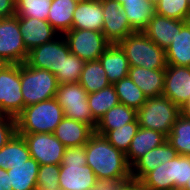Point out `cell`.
<instances>
[{"label":"cell","instance_id":"cell-1","mask_svg":"<svg viewBox=\"0 0 190 190\" xmlns=\"http://www.w3.org/2000/svg\"><path fill=\"white\" fill-rule=\"evenodd\" d=\"M87 165L96 178L129 177L131 167L126 155L116 149L104 136L94 133L85 144Z\"/></svg>","mask_w":190,"mask_h":190},{"label":"cell","instance_id":"cell-2","mask_svg":"<svg viewBox=\"0 0 190 190\" xmlns=\"http://www.w3.org/2000/svg\"><path fill=\"white\" fill-rule=\"evenodd\" d=\"M96 176L87 165L85 145L66 147L60 164V190H91Z\"/></svg>","mask_w":190,"mask_h":190},{"label":"cell","instance_id":"cell-3","mask_svg":"<svg viewBox=\"0 0 190 190\" xmlns=\"http://www.w3.org/2000/svg\"><path fill=\"white\" fill-rule=\"evenodd\" d=\"M64 117L55 98L26 106L16 117L17 133H54Z\"/></svg>","mask_w":190,"mask_h":190},{"label":"cell","instance_id":"cell-4","mask_svg":"<svg viewBox=\"0 0 190 190\" xmlns=\"http://www.w3.org/2000/svg\"><path fill=\"white\" fill-rule=\"evenodd\" d=\"M190 175V156L178 155L148 172L138 184L147 190H183Z\"/></svg>","mask_w":190,"mask_h":190},{"label":"cell","instance_id":"cell-5","mask_svg":"<svg viewBox=\"0 0 190 190\" xmlns=\"http://www.w3.org/2000/svg\"><path fill=\"white\" fill-rule=\"evenodd\" d=\"M118 44L124 50L129 66L145 69L167 67L165 49L154 43L143 32H134Z\"/></svg>","mask_w":190,"mask_h":190},{"label":"cell","instance_id":"cell-6","mask_svg":"<svg viewBox=\"0 0 190 190\" xmlns=\"http://www.w3.org/2000/svg\"><path fill=\"white\" fill-rule=\"evenodd\" d=\"M180 115V108L166 96L147 98L137 110L140 127L153 129L168 136Z\"/></svg>","mask_w":190,"mask_h":190},{"label":"cell","instance_id":"cell-7","mask_svg":"<svg viewBox=\"0 0 190 190\" xmlns=\"http://www.w3.org/2000/svg\"><path fill=\"white\" fill-rule=\"evenodd\" d=\"M59 87L56 76L49 70L21 64V92L24 107L55 97Z\"/></svg>","mask_w":190,"mask_h":190},{"label":"cell","instance_id":"cell-8","mask_svg":"<svg viewBox=\"0 0 190 190\" xmlns=\"http://www.w3.org/2000/svg\"><path fill=\"white\" fill-rule=\"evenodd\" d=\"M54 98L62 107L65 117L89 125L95 131L97 121L88 105V93L78 82L59 85Z\"/></svg>","mask_w":190,"mask_h":190},{"label":"cell","instance_id":"cell-9","mask_svg":"<svg viewBox=\"0 0 190 190\" xmlns=\"http://www.w3.org/2000/svg\"><path fill=\"white\" fill-rule=\"evenodd\" d=\"M23 109L21 64H4L0 68V115L16 118Z\"/></svg>","mask_w":190,"mask_h":190},{"label":"cell","instance_id":"cell-10","mask_svg":"<svg viewBox=\"0 0 190 190\" xmlns=\"http://www.w3.org/2000/svg\"><path fill=\"white\" fill-rule=\"evenodd\" d=\"M28 50L23 42L17 15L0 19V59L6 64L26 62Z\"/></svg>","mask_w":190,"mask_h":190},{"label":"cell","instance_id":"cell-11","mask_svg":"<svg viewBox=\"0 0 190 190\" xmlns=\"http://www.w3.org/2000/svg\"><path fill=\"white\" fill-rule=\"evenodd\" d=\"M63 36L68 43L70 52L85 62L98 60L111 44L103 32L98 31L71 29Z\"/></svg>","mask_w":190,"mask_h":190},{"label":"cell","instance_id":"cell-12","mask_svg":"<svg viewBox=\"0 0 190 190\" xmlns=\"http://www.w3.org/2000/svg\"><path fill=\"white\" fill-rule=\"evenodd\" d=\"M68 43L63 35L44 43L28 52L26 64L39 69L49 70L52 74L61 71L64 56L70 54Z\"/></svg>","mask_w":190,"mask_h":190},{"label":"cell","instance_id":"cell-13","mask_svg":"<svg viewBox=\"0 0 190 190\" xmlns=\"http://www.w3.org/2000/svg\"><path fill=\"white\" fill-rule=\"evenodd\" d=\"M23 136L28 146L31 158L39 165H60L65 152V146L54 133H18Z\"/></svg>","mask_w":190,"mask_h":190},{"label":"cell","instance_id":"cell-14","mask_svg":"<svg viewBox=\"0 0 190 190\" xmlns=\"http://www.w3.org/2000/svg\"><path fill=\"white\" fill-rule=\"evenodd\" d=\"M101 2L104 19L102 32L111 44L119 43L134 33L120 3L115 0Z\"/></svg>","mask_w":190,"mask_h":190},{"label":"cell","instance_id":"cell-15","mask_svg":"<svg viewBox=\"0 0 190 190\" xmlns=\"http://www.w3.org/2000/svg\"><path fill=\"white\" fill-rule=\"evenodd\" d=\"M163 95L179 108L190 98V67L167 65Z\"/></svg>","mask_w":190,"mask_h":190},{"label":"cell","instance_id":"cell-16","mask_svg":"<svg viewBox=\"0 0 190 190\" xmlns=\"http://www.w3.org/2000/svg\"><path fill=\"white\" fill-rule=\"evenodd\" d=\"M19 25L23 42L28 51L59 36V33L47 20L19 17Z\"/></svg>","mask_w":190,"mask_h":190},{"label":"cell","instance_id":"cell-17","mask_svg":"<svg viewBox=\"0 0 190 190\" xmlns=\"http://www.w3.org/2000/svg\"><path fill=\"white\" fill-rule=\"evenodd\" d=\"M176 156H178L177 151L168 141L161 146L153 148L131 167V176L134 179V183H138L148 172Z\"/></svg>","mask_w":190,"mask_h":190},{"label":"cell","instance_id":"cell-18","mask_svg":"<svg viewBox=\"0 0 190 190\" xmlns=\"http://www.w3.org/2000/svg\"><path fill=\"white\" fill-rule=\"evenodd\" d=\"M185 22V20H176L155 14L143 33L158 46L166 49L177 32L181 31Z\"/></svg>","mask_w":190,"mask_h":190},{"label":"cell","instance_id":"cell-19","mask_svg":"<svg viewBox=\"0 0 190 190\" xmlns=\"http://www.w3.org/2000/svg\"><path fill=\"white\" fill-rule=\"evenodd\" d=\"M128 77L147 98L163 95L165 69H145L144 67L130 66Z\"/></svg>","mask_w":190,"mask_h":190},{"label":"cell","instance_id":"cell-20","mask_svg":"<svg viewBox=\"0 0 190 190\" xmlns=\"http://www.w3.org/2000/svg\"><path fill=\"white\" fill-rule=\"evenodd\" d=\"M167 141V136L153 129L139 127L133 137L128 151L125 153L126 160L132 167L147 152L163 145Z\"/></svg>","mask_w":190,"mask_h":190},{"label":"cell","instance_id":"cell-21","mask_svg":"<svg viewBox=\"0 0 190 190\" xmlns=\"http://www.w3.org/2000/svg\"><path fill=\"white\" fill-rule=\"evenodd\" d=\"M104 25L101 0H88L77 3L73 13L72 29H85L102 32Z\"/></svg>","mask_w":190,"mask_h":190},{"label":"cell","instance_id":"cell-22","mask_svg":"<svg viewBox=\"0 0 190 190\" xmlns=\"http://www.w3.org/2000/svg\"><path fill=\"white\" fill-rule=\"evenodd\" d=\"M98 60L105 69L110 84L128 77L130 67L128 59L118 43L110 44Z\"/></svg>","mask_w":190,"mask_h":190},{"label":"cell","instance_id":"cell-23","mask_svg":"<svg viewBox=\"0 0 190 190\" xmlns=\"http://www.w3.org/2000/svg\"><path fill=\"white\" fill-rule=\"evenodd\" d=\"M95 131L77 120L64 117L54 131V135L65 147L85 145Z\"/></svg>","mask_w":190,"mask_h":190},{"label":"cell","instance_id":"cell-24","mask_svg":"<svg viewBox=\"0 0 190 190\" xmlns=\"http://www.w3.org/2000/svg\"><path fill=\"white\" fill-rule=\"evenodd\" d=\"M121 8L134 32H143L156 14L155 0H121Z\"/></svg>","mask_w":190,"mask_h":190},{"label":"cell","instance_id":"cell-25","mask_svg":"<svg viewBox=\"0 0 190 190\" xmlns=\"http://www.w3.org/2000/svg\"><path fill=\"white\" fill-rule=\"evenodd\" d=\"M39 163L34 158L19 164H10L7 169L13 190H37Z\"/></svg>","mask_w":190,"mask_h":190},{"label":"cell","instance_id":"cell-26","mask_svg":"<svg viewBox=\"0 0 190 190\" xmlns=\"http://www.w3.org/2000/svg\"><path fill=\"white\" fill-rule=\"evenodd\" d=\"M167 65L190 67V19L165 49Z\"/></svg>","mask_w":190,"mask_h":190},{"label":"cell","instance_id":"cell-27","mask_svg":"<svg viewBox=\"0 0 190 190\" xmlns=\"http://www.w3.org/2000/svg\"><path fill=\"white\" fill-rule=\"evenodd\" d=\"M137 111L122 103L107 111L98 121L95 133L103 136L109 130H115L137 119Z\"/></svg>","mask_w":190,"mask_h":190},{"label":"cell","instance_id":"cell-28","mask_svg":"<svg viewBox=\"0 0 190 190\" xmlns=\"http://www.w3.org/2000/svg\"><path fill=\"white\" fill-rule=\"evenodd\" d=\"M77 3L74 0H53L47 21L59 33L64 35L72 29L73 13Z\"/></svg>","mask_w":190,"mask_h":190},{"label":"cell","instance_id":"cell-29","mask_svg":"<svg viewBox=\"0 0 190 190\" xmlns=\"http://www.w3.org/2000/svg\"><path fill=\"white\" fill-rule=\"evenodd\" d=\"M30 152L23 136L16 133L11 140L0 149V168L9 169L10 164H19L30 158Z\"/></svg>","mask_w":190,"mask_h":190},{"label":"cell","instance_id":"cell-30","mask_svg":"<svg viewBox=\"0 0 190 190\" xmlns=\"http://www.w3.org/2000/svg\"><path fill=\"white\" fill-rule=\"evenodd\" d=\"M88 94L110 85L105 69L99 60L85 62L78 82Z\"/></svg>","mask_w":190,"mask_h":190},{"label":"cell","instance_id":"cell-31","mask_svg":"<svg viewBox=\"0 0 190 190\" xmlns=\"http://www.w3.org/2000/svg\"><path fill=\"white\" fill-rule=\"evenodd\" d=\"M88 105L93 118L98 121L107 111L119 104V98L113 84L88 94Z\"/></svg>","mask_w":190,"mask_h":190},{"label":"cell","instance_id":"cell-32","mask_svg":"<svg viewBox=\"0 0 190 190\" xmlns=\"http://www.w3.org/2000/svg\"><path fill=\"white\" fill-rule=\"evenodd\" d=\"M167 141L178 155L190 156V118L180 114L167 136Z\"/></svg>","mask_w":190,"mask_h":190},{"label":"cell","instance_id":"cell-33","mask_svg":"<svg viewBox=\"0 0 190 190\" xmlns=\"http://www.w3.org/2000/svg\"><path fill=\"white\" fill-rule=\"evenodd\" d=\"M120 103L136 111L146 102L147 97L142 90L129 78H123L113 84Z\"/></svg>","mask_w":190,"mask_h":190},{"label":"cell","instance_id":"cell-34","mask_svg":"<svg viewBox=\"0 0 190 190\" xmlns=\"http://www.w3.org/2000/svg\"><path fill=\"white\" fill-rule=\"evenodd\" d=\"M156 14L176 20L190 19L189 0H155Z\"/></svg>","mask_w":190,"mask_h":190},{"label":"cell","instance_id":"cell-35","mask_svg":"<svg viewBox=\"0 0 190 190\" xmlns=\"http://www.w3.org/2000/svg\"><path fill=\"white\" fill-rule=\"evenodd\" d=\"M84 65L85 61L72 53L68 56H64L61 63V71L55 74L59 85L79 82Z\"/></svg>","mask_w":190,"mask_h":190},{"label":"cell","instance_id":"cell-36","mask_svg":"<svg viewBox=\"0 0 190 190\" xmlns=\"http://www.w3.org/2000/svg\"><path fill=\"white\" fill-rule=\"evenodd\" d=\"M137 119L115 130L107 131L103 136L116 148L126 153L131 141L139 129Z\"/></svg>","mask_w":190,"mask_h":190},{"label":"cell","instance_id":"cell-37","mask_svg":"<svg viewBox=\"0 0 190 190\" xmlns=\"http://www.w3.org/2000/svg\"><path fill=\"white\" fill-rule=\"evenodd\" d=\"M53 0H15L16 15L47 20Z\"/></svg>","mask_w":190,"mask_h":190},{"label":"cell","instance_id":"cell-38","mask_svg":"<svg viewBox=\"0 0 190 190\" xmlns=\"http://www.w3.org/2000/svg\"><path fill=\"white\" fill-rule=\"evenodd\" d=\"M60 165H40L37 176V190H60Z\"/></svg>","mask_w":190,"mask_h":190},{"label":"cell","instance_id":"cell-39","mask_svg":"<svg viewBox=\"0 0 190 190\" xmlns=\"http://www.w3.org/2000/svg\"><path fill=\"white\" fill-rule=\"evenodd\" d=\"M134 183L133 177L96 178L91 190H127Z\"/></svg>","mask_w":190,"mask_h":190},{"label":"cell","instance_id":"cell-40","mask_svg":"<svg viewBox=\"0 0 190 190\" xmlns=\"http://www.w3.org/2000/svg\"><path fill=\"white\" fill-rule=\"evenodd\" d=\"M17 133L16 118L0 115V149Z\"/></svg>","mask_w":190,"mask_h":190},{"label":"cell","instance_id":"cell-41","mask_svg":"<svg viewBox=\"0 0 190 190\" xmlns=\"http://www.w3.org/2000/svg\"><path fill=\"white\" fill-rule=\"evenodd\" d=\"M16 15L15 0H0V19Z\"/></svg>","mask_w":190,"mask_h":190},{"label":"cell","instance_id":"cell-42","mask_svg":"<svg viewBox=\"0 0 190 190\" xmlns=\"http://www.w3.org/2000/svg\"><path fill=\"white\" fill-rule=\"evenodd\" d=\"M0 190H13L10 185V175L8 171L0 168Z\"/></svg>","mask_w":190,"mask_h":190},{"label":"cell","instance_id":"cell-43","mask_svg":"<svg viewBox=\"0 0 190 190\" xmlns=\"http://www.w3.org/2000/svg\"><path fill=\"white\" fill-rule=\"evenodd\" d=\"M180 114H182L185 117L190 118V98L180 108Z\"/></svg>","mask_w":190,"mask_h":190},{"label":"cell","instance_id":"cell-44","mask_svg":"<svg viewBox=\"0 0 190 190\" xmlns=\"http://www.w3.org/2000/svg\"><path fill=\"white\" fill-rule=\"evenodd\" d=\"M127 190H144L138 183H133Z\"/></svg>","mask_w":190,"mask_h":190},{"label":"cell","instance_id":"cell-45","mask_svg":"<svg viewBox=\"0 0 190 190\" xmlns=\"http://www.w3.org/2000/svg\"><path fill=\"white\" fill-rule=\"evenodd\" d=\"M183 190H190V175H189V179L187 181V184Z\"/></svg>","mask_w":190,"mask_h":190},{"label":"cell","instance_id":"cell-46","mask_svg":"<svg viewBox=\"0 0 190 190\" xmlns=\"http://www.w3.org/2000/svg\"><path fill=\"white\" fill-rule=\"evenodd\" d=\"M76 3H82V2H85V1H88V0H74Z\"/></svg>","mask_w":190,"mask_h":190},{"label":"cell","instance_id":"cell-47","mask_svg":"<svg viewBox=\"0 0 190 190\" xmlns=\"http://www.w3.org/2000/svg\"><path fill=\"white\" fill-rule=\"evenodd\" d=\"M4 64H6L2 59H0V68L4 65Z\"/></svg>","mask_w":190,"mask_h":190}]
</instances>
